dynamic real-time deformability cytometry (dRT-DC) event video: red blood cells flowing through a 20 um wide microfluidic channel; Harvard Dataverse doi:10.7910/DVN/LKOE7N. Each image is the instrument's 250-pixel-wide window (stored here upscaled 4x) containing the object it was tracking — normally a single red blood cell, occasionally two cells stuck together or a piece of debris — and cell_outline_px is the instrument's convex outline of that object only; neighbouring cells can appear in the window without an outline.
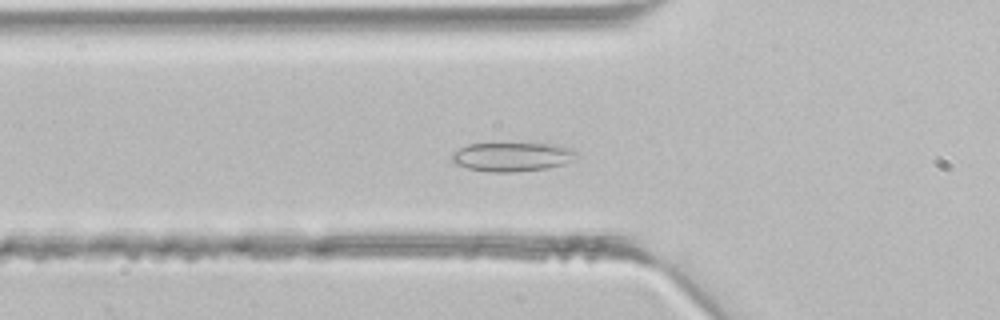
{"species": "common noctule bat (a hibernating species)", "species_latin": "Nyctalus noctula", "temperature_condition": "room temperature", "stored_images_in_passage": 35, "camera_frame_rate_fps": 3000, "um_per_image_px": 0.085, "animal": {"sex": "male", "body_mass_g": 21.5, "forearm_length_mm": 52.0}, "frame": {"image": 1, "passage_image": 7, "time_ms": 2.0, "image_size_px": [1000, 320], "cell_outline_px": [[580, 152], [564, 164], [548, 168], [512, 172], [488, 172], [468, 168], [456, 164], [452, 160], [452, 152], [468, 144], [496, 140], [504, 140], [556, 144], [572, 148]], "centroid_in_image_um": [43.52, 13.25], "position_along_channel_um": 82.3, "area_um2": 22.31}}
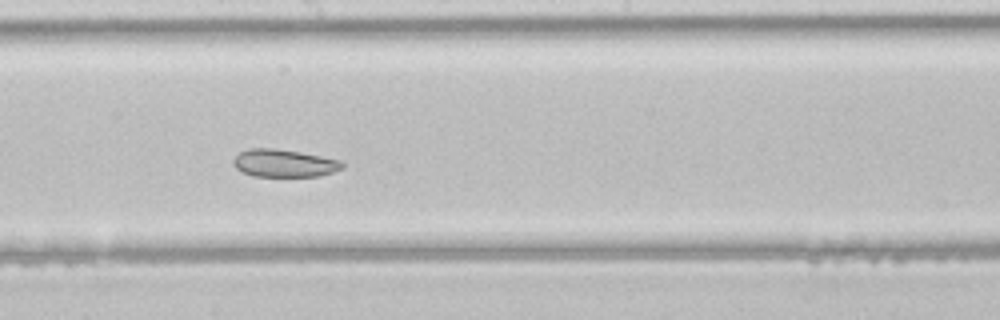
{"frame": {"image": 2, "passage_image": 16, "time_ms": 5.0, "image_size_px": [1000, 320], "cell_outline_px": [[344, 168], [320, 176], [252, 176], [240, 172], [232, 164], [232, 160], [240, 152], [248, 148], [272, 148], [300, 152], [340, 160], [344, 164]], "centroid_in_image_um": [24.11, 13.87], "position_along_channel_um": 224.1, "area_um2": 17.63}}
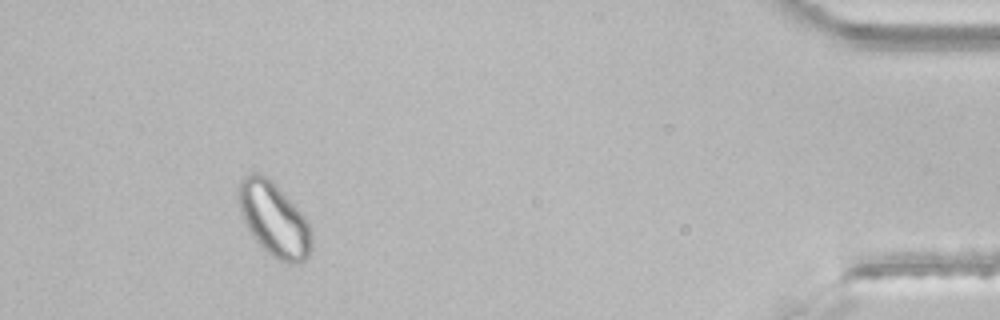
{"frame": {"image": 3, "passage_image": 32, "time_ms": 10.333, "image_size_px": [1000, 320], "cell_outline_px": [[312, 248], [308, 256], [304, 260], [296, 264], [288, 264], [272, 256], [252, 236], [244, 224], [240, 216], [240, 180], [244, 176], [252, 172], [256, 172], [272, 180], [276, 184], [308, 220], [312, 228]], "centroid_in_image_um": [23.32, 18.66], "position_along_channel_um": 411.9, "area_um2": 31.44}}